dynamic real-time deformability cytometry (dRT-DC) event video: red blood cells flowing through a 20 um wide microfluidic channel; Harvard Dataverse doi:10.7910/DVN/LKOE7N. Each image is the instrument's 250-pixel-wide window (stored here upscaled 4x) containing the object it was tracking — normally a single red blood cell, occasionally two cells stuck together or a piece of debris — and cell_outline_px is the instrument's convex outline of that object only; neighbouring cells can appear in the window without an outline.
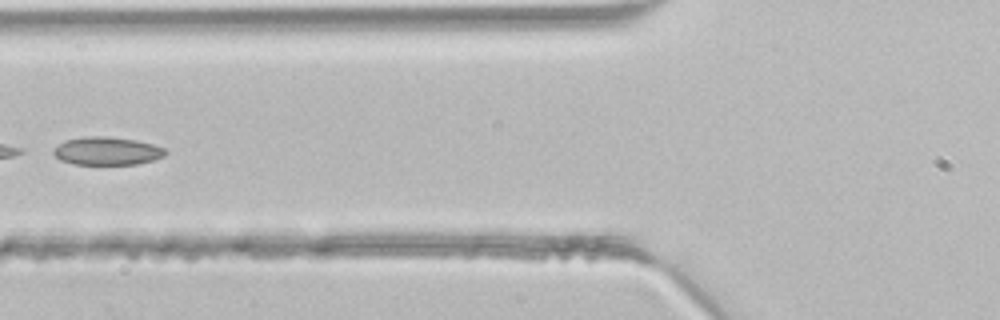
{"species": "common noctule bat (a hibernating species)", "species_latin": "Nyctalus noctula", "temperature_condition": "room temperature", "stored_images_in_passage": 3, "camera_frame_rate_fps": 3000, "um_per_image_px": 0.085, "animal": {"sex": "male", "body_mass_g": 21.5, "forearm_length_mm": 52.0}, "frame": {"image": 1, "passage_image": 3, "time_ms": 0.667, "image_size_px": [1000, 320], "cell_outline_px": [[168, 152], [164, 156], [152, 160], [136, 164], [72, 164], [60, 160], [52, 152], [52, 148], [64, 140], [84, 136], [108, 136], [136, 140], [152, 144], [164, 148]], "centroid_in_image_um": [9.05, 12.82], "position_along_channel_um": 116.7, "area_um2": 18.44}}